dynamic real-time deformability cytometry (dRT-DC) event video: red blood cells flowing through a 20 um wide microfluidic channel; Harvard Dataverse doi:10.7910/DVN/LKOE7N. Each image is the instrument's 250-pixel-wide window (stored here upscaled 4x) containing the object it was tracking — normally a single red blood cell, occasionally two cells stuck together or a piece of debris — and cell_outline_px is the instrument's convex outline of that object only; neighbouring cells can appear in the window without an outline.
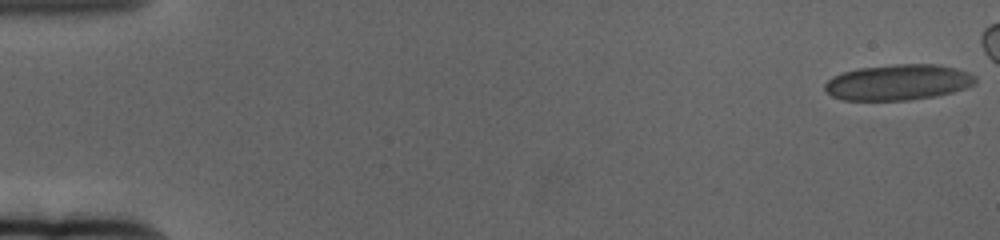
{"species": "human", "species_latin": "Homo sapiens", "temperature_condition": "cold", "stored_images_in_passage": 54, "camera_frame_rate_fps": 3000, "um_per_image_px": 0.085, "donor": {"sex": "female"}, "frame": {"image": 1, "passage_image": 1, "time_ms": 0.0, "image_size_px": [1000, 240], "cell_outline_px": [[976, 84], [952, 92], [936, 96], [908, 100], [844, 100], [832, 96], [824, 88], [824, 84], [832, 76], [844, 72], [860, 68], [896, 64], [940, 64], [956, 68], [968, 72], [976, 76]], "centroid_in_image_um": [76.37, 6.99], "position_along_channel_um": 8.6, "area_um2": 31.39}}
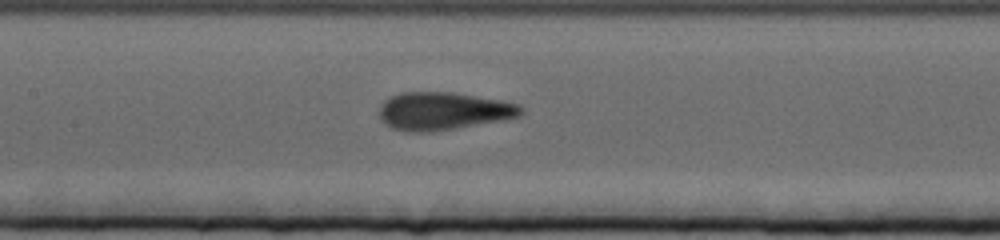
{"frame": {"image": 2, "passage_image": 30, "time_ms": 9.667, "image_size_px": [1000, 240], "cell_outline_px": [[524, 112], [520, 116], [500, 120], [432, 132], [404, 132], [392, 128], [384, 124], [380, 116], [380, 104], [384, 100], [400, 92], [452, 92], [504, 100], [520, 104], [524, 108]], "centroid_in_image_um": [37.68, 9.43], "position_along_channel_um": 169.7, "area_um2": 31.44}}
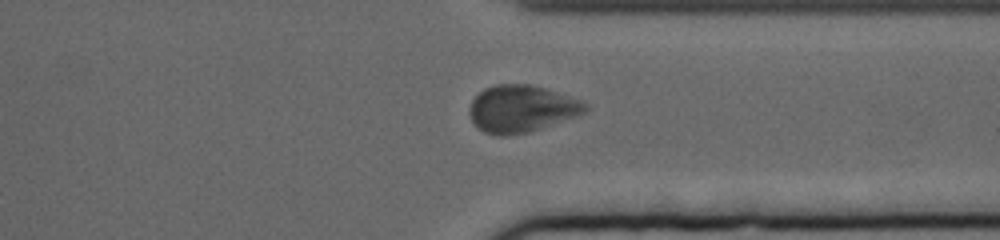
{"frame": {"image": 3, "passage_image": 48, "time_ms": 15.667, "image_size_px": [1000, 240], "cell_outline_px": [[588, 108], [584, 112], [540, 128], [528, 132], [504, 136], [496, 136], [484, 132], [472, 120], [468, 112], [472, 100], [484, 88], [496, 84], [532, 84], [580, 100], [588, 104]], "centroid_in_image_um": [44.28, 9.23], "position_along_channel_um": 367.1, "area_um2": 31.27}}